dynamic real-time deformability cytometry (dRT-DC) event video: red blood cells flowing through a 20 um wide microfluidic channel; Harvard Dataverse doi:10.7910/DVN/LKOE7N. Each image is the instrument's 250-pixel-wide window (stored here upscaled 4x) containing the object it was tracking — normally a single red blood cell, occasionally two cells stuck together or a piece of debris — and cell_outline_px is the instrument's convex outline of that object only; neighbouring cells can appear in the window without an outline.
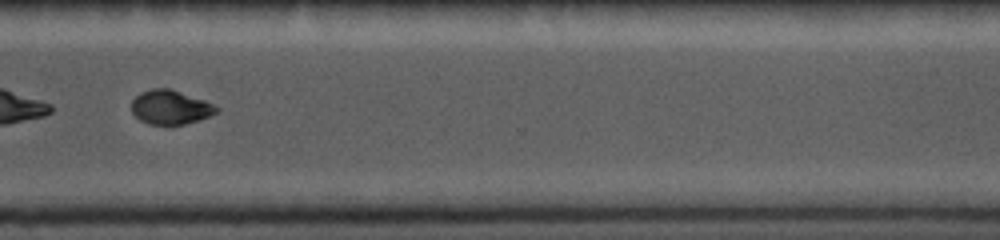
{"species": "common noctule bat (a hibernating species)", "species_latin": "Nyctalus noctula", "temperature_condition": "cold", "stored_images_in_passage": 24, "camera_frame_rate_fps": 5000, "um_per_image_px": 0.085, "animal": {"sex": "female", "body_mass_g": 19.0, "forearm_length_mm": 56.7}, "frame": {"image": 1, "passage_image": 21, "time_ms": 7.6, "image_size_px": [1000, 240], "cell_outline_px": [[220, 112], [200, 120], [184, 124], [148, 124], [140, 120], [132, 112], [132, 100], [140, 92], [152, 88], [172, 88], [204, 100], [220, 108]], "centroid_in_image_um": [14.51, 9.1], "position_along_channel_um": 356.1, "area_um2": 17.05}}